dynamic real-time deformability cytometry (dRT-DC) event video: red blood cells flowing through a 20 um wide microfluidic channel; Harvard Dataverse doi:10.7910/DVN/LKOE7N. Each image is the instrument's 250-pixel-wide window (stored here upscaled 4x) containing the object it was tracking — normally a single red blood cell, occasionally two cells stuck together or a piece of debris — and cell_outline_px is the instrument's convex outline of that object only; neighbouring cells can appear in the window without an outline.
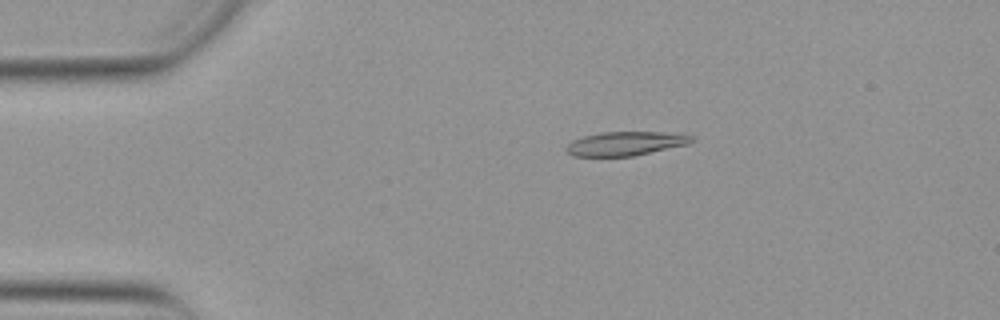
{"species": "Egyptian fruit bat (a non-hibernating species)", "species_latin": "Rousettus aegyptiacus", "temperature_condition": "warm", "stored_images_in_passage": 51, "camera_frame_rate_fps": 3000, "um_per_image_px": 0.085, "animal": {"sex": "female"}, "frame": {"image": 1, "passage_image": 10, "time_ms": 3.0, "image_size_px": [1000, 320], "cell_outline_px": [[696, 140], [688, 144], [632, 156], [572, 156], [564, 148], [572, 140], [584, 136], [600, 132], [680, 132], [692, 136]], "centroid_in_image_um": [53.2, 12.19], "position_along_channel_um": 31.8, "area_um2": 17.63}}
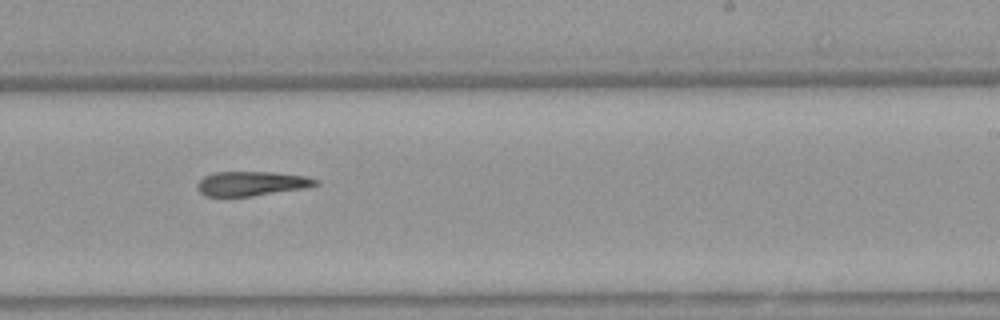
{"frame": {"image": 2, "passage_image": 32, "time_ms": 10.333, "image_size_px": [1000, 320], "cell_outline_px": [[320, 184], [304, 188], [252, 196], [204, 196], [196, 188], [196, 184], [204, 176], [216, 172], [272, 172], [308, 176], [320, 180]], "centroid_in_image_um": [21.4, 15.6], "position_along_channel_um": 267.6, "area_um2": 16.94}}
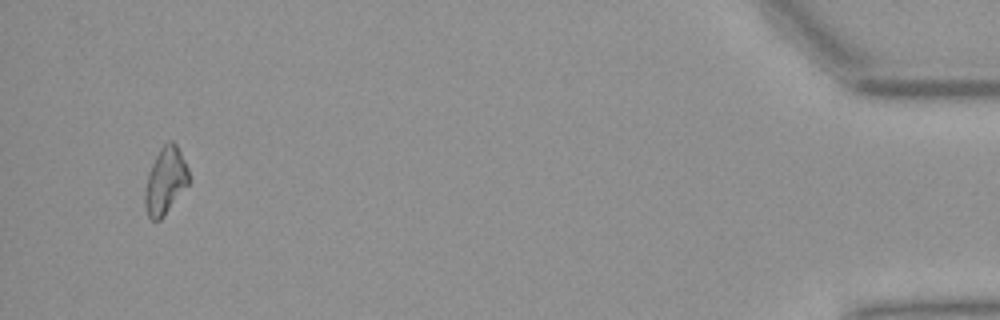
{"frame": {"image": 3, "passage_image": 50, "time_ms": 16.333, "image_size_px": [1000, 320], "cell_outline_px": [[188, 184], [164, 216], [160, 220], [152, 220], [148, 216], [144, 204], [144, 192], [148, 176], [152, 164], [160, 148], [168, 140], [172, 140], [176, 144], [188, 168]], "centroid_in_image_um": [14.04, 15.38], "position_along_channel_um": 421.2, "area_um2": 16.82}}